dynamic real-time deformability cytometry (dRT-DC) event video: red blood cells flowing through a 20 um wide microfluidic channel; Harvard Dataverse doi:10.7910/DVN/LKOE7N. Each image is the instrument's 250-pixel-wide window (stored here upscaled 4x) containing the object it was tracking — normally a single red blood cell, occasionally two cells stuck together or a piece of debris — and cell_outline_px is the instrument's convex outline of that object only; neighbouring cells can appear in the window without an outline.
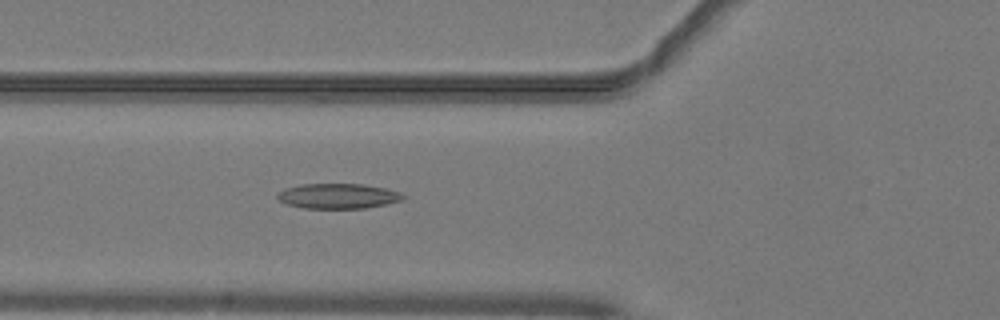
{"species": "common noctule bat (a hibernating species)", "species_latin": "Nyctalus noctula", "temperature_condition": "warm", "stored_images_in_passage": 52, "camera_frame_rate_fps": 3000, "um_per_image_px": 0.085, "animal": {"sex": "male", "body_mass_g": 19.2, "forearm_length_mm": 51.8}, "frame": {"image": 1, "passage_image": 20, "time_ms": 6.333, "image_size_px": [1000, 320], "cell_outline_px": [[404, 200], [388, 204], [364, 208], [304, 208], [288, 204], [280, 200], [276, 196], [276, 192], [284, 188], [300, 184], [360, 184], [384, 188], [400, 192], [404, 196]], "centroid_in_image_um": [28.72, 16.66], "position_along_channel_um": 97.1, "area_um2": 18.38}}
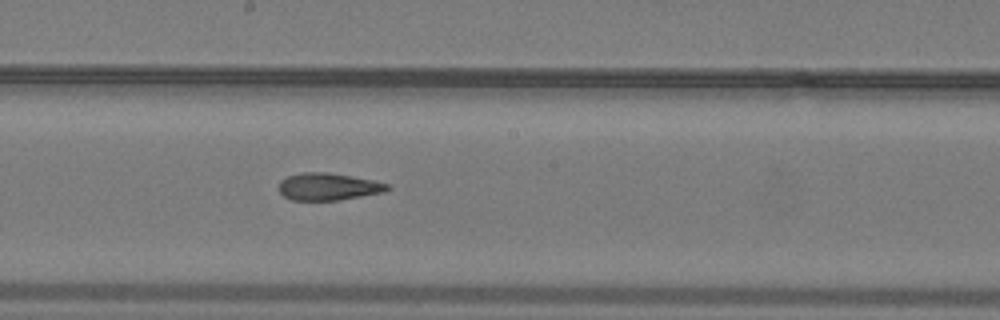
{"frame": {"image": 2, "passage_image": 29, "time_ms": 9.333, "image_size_px": [1000, 320], "cell_outline_px": [[392, 188], [384, 192], [336, 200], [292, 200], [284, 196], [280, 192], [280, 180], [288, 176], [304, 172], [328, 172], [372, 180], [388, 184]], "centroid_in_image_um": [27.9, 15.86], "position_along_channel_um": 220.3, "area_um2": 16.99}}
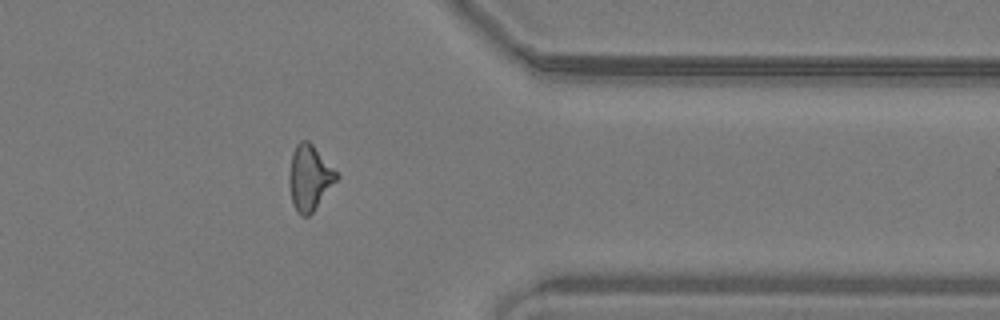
{"frame": {"image": 3, "passage_image": 42, "time_ms": 13.667, "image_size_px": [1000, 320], "cell_outline_px": [[340, 176], [312, 212], [308, 216], [300, 216], [296, 212], [292, 200], [288, 184], [288, 172], [292, 152], [296, 144], [300, 140], [308, 140], [312, 144]], "centroid_in_image_um": [26.27, 15.1], "position_along_channel_um": 385.1, "area_um2": 17.98}, "authors_computed_cell_mechanics": {"area_um2": 18.1781, "velocity_mm_per_s": 4.0869, "shape_relaxation_time_tau1_ms": null, "shape_relaxation_time_tau2_ms": 3.0978, "deformation_change_tau1": null, "deformation_change_tau2": 0.1248}}